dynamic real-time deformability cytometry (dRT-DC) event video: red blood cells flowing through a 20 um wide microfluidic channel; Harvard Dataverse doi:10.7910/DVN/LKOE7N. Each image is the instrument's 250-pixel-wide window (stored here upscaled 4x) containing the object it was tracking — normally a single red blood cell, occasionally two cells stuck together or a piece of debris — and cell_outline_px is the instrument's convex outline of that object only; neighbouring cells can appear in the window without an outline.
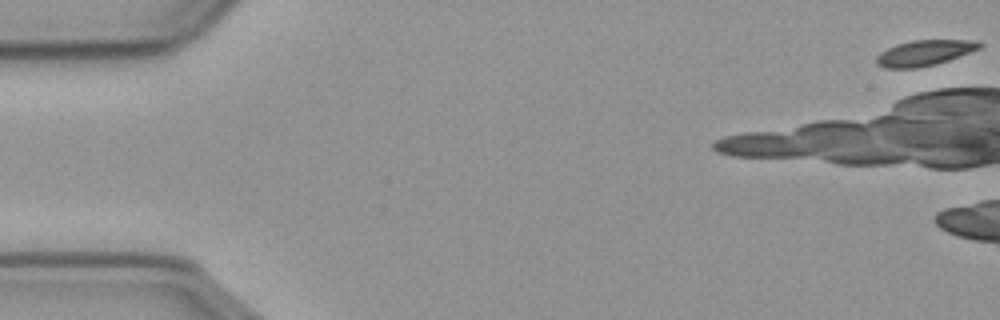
{"species": "common noctule bat (a hibernating species)", "species_latin": "Nyctalus noctula", "temperature_condition": "cold", "stored_images_in_passage": 5, "camera_frame_rate_fps": 3000, "um_per_image_px": 0.085, "animal": {"sex": "male", "body_mass_g": 23.1, "forearm_length_mm": 52.7}, "frame": {"image": 1, "passage_image": 1, "time_ms": 0.0, "image_size_px": [1000, 320], "cell_outline_px": [[984, 44], [980, 48], [948, 60], [936, 64], [916, 68], [884, 68], [876, 64], [876, 56], [880, 52], [896, 44], [912, 40], [976, 40]], "centroid_in_image_um": [78.56, 4.49], "position_along_channel_um": 6.4, "area_um2": 15.37}}